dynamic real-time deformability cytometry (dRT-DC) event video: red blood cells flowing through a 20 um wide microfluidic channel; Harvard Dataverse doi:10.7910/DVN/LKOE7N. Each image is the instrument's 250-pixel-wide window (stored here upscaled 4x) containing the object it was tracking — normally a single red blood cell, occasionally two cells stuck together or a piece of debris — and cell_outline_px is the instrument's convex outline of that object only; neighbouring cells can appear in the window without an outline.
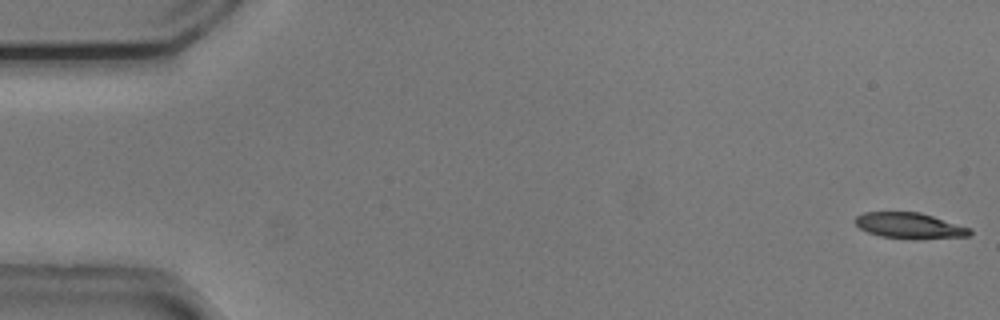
{"species": "common noctule bat (a hibernating species)", "species_latin": "Nyctalus noctula", "temperature_condition": "cold", "stored_images_in_passage": 5, "camera_frame_rate_fps": 3000, "um_per_image_px": 0.085, "animal": {"sex": "male", "body_mass_g": 20.5, "forearm_length_mm": 52.5}, "frame": {"image": 1, "passage_image": 1, "time_ms": 0.0, "image_size_px": [1000, 320], "cell_outline_px": [[972, 232], [968, 236], [880, 236], [868, 232], [860, 228], [852, 220], [856, 216], [864, 212], [920, 212], [972, 228]], "centroid_in_image_um": [77.25, 19.11], "position_along_channel_um": 7.8, "area_um2": 16.24}}